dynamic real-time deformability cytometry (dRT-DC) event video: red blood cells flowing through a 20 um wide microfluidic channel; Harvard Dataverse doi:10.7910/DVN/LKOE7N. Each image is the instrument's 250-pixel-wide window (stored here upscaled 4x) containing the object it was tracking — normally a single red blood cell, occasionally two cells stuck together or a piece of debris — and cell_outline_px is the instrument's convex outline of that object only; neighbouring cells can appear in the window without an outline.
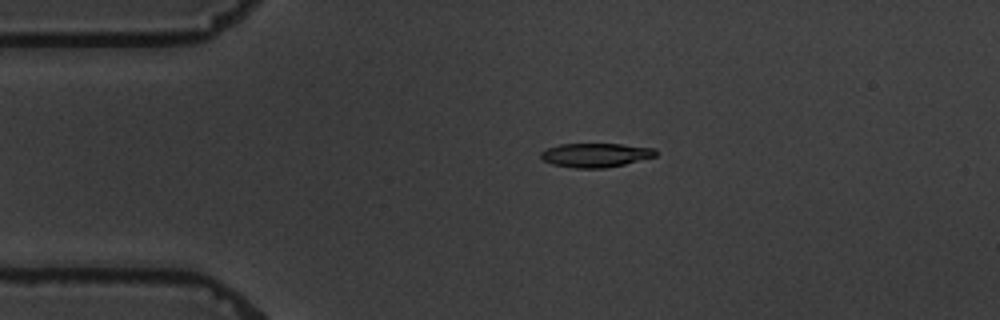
{"species": "common noctule bat (a hibernating species)", "species_latin": "Nyctalus noctula", "temperature_condition": "warm", "stored_images_in_passage": 4, "camera_frame_rate_fps": 3000, "um_per_image_px": 0.085, "animal": {"sex": "male", "body_mass_g": 19.5, "forearm_length_mm": 54.6}, "frame": {"image": 1, "passage_image": 4, "time_ms": 5.0, "image_size_px": [1000, 320], "cell_outline_px": [[656, 156], [624, 164], [604, 168], [576, 168], [552, 164], [544, 160], [540, 156], [540, 152], [548, 148], [560, 144], [620, 144], [656, 148]], "centroid_in_image_um": [50.63, 13.18], "position_along_channel_um": 34.4, "area_um2": 15.95}}